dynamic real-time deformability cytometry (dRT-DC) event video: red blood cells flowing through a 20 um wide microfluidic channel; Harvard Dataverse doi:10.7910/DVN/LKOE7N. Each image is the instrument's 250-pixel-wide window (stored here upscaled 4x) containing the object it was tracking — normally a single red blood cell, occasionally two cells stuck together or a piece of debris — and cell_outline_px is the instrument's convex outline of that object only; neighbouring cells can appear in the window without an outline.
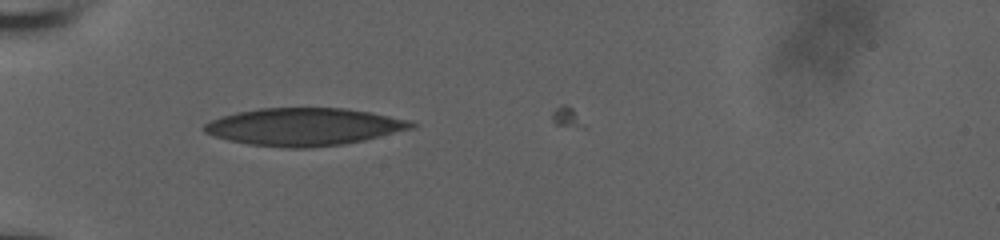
{"species": "human", "species_latin": "Homo sapiens", "temperature_condition": "room temperature", "stored_images_in_passage": 5, "camera_frame_rate_fps": 3000, "um_per_image_px": 0.085, "donor": {"sex": "male"}, "frame": {"image": 1, "passage_image": 2, "time_ms": 0.333, "image_size_px": [1000, 240], "cell_outline_px": [[420, 124], [412, 128], [364, 140], [340, 144], [312, 148], [284, 148], [248, 144], [228, 140], [204, 132], [204, 124], [220, 116], [236, 112], [260, 108], [344, 108], [372, 112], [412, 120]], "centroid_in_image_um": [25.87, 10.77], "position_along_channel_um": 59.1, "area_um2": 45.43}}